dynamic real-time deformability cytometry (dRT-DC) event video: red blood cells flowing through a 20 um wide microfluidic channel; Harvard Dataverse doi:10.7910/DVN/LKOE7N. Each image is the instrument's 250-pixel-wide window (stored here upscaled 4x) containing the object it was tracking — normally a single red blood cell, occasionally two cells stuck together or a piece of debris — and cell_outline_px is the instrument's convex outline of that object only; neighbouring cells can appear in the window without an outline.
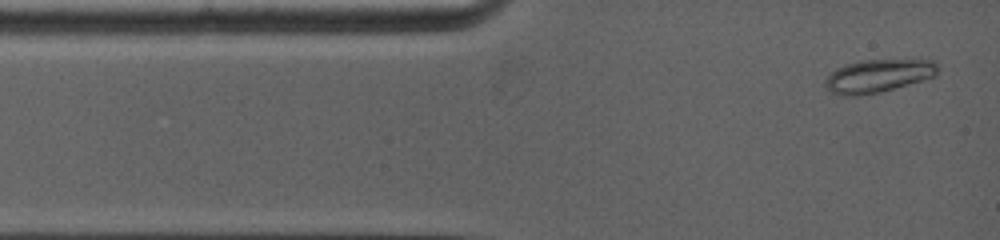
{"species": "common noctule bat (a hibernating species)", "species_latin": "Nyctalus noctula", "temperature_condition": "warm", "stored_images_in_passage": 6, "camera_frame_rate_fps": 5000, "um_per_image_px": 0.085, "animal": {"sex": "female", "body_mass_g": 19.0, "forearm_length_mm": 53.3}, "frame": {"image": 1, "passage_image": 1, "time_ms": 0.0, "image_size_px": [1000, 240], "cell_outline_px": [[936, 76], [880, 92], [852, 96], [844, 96], [832, 92], [824, 84], [824, 80], [836, 68], [860, 60], [932, 60], [936, 64]], "centroid_in_image_um": [74.61, 6.45], "position_along_channel_um": 10.4, "area_um2": 21.27}}
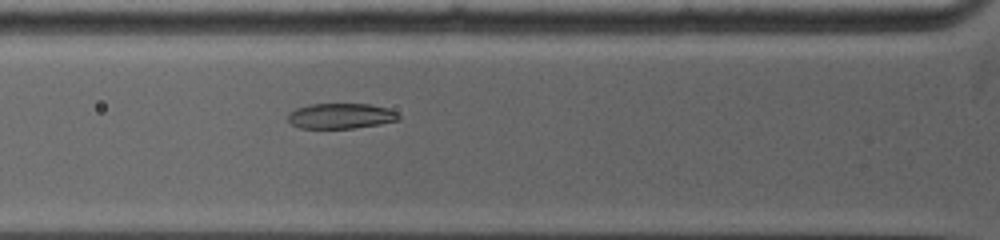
{"frame": {"image": 2, "passage_image": 6, "time_ms": 3.2, "image_size_px": [1000, 240], "cell_outline_px": [[400, 120], [380, 124], [352, 128], [300, 128], [292, 124], [288, 120], [288, 112], [296, 108], [312, 104], [368, 104], [388, 108], [396, 112], [400, 116]], "centroid_in_image_um": [28.97, 9.85], "position_along_channel_um": 96.8, "area_um2": 16.36}}